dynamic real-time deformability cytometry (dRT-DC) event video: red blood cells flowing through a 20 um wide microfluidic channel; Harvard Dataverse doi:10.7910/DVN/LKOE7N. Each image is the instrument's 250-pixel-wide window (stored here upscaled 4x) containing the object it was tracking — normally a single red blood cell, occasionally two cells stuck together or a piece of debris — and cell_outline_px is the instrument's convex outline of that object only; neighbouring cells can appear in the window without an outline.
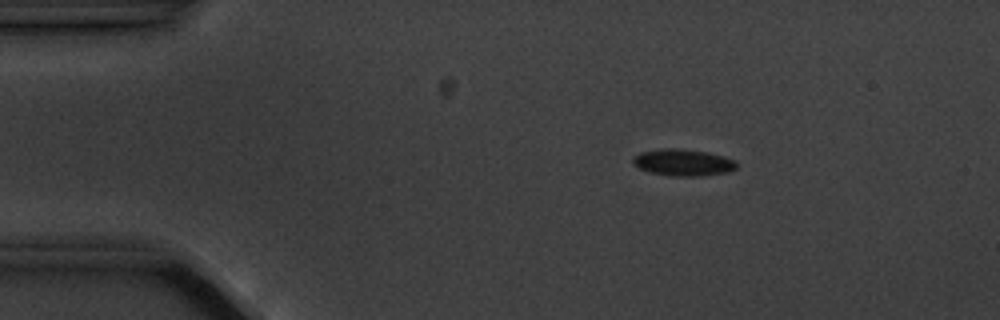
{"species": "common noctule bat (a hibernating species)", "species_latin": "Nyctalus noctula", "temperature_condition": "cold", "stored_images_in_passage": 4, "camera_frame_rate_fps": 3000, "um_per_image_px": 0.085, "animal": {"sex": "male", "body_mass_g": 20.1, "forearm_length_mm": 53.5}, "frame": {"image": 1, "passage_image": 3, "time_ms": 2.333, "image_size_px": [1000, 320], "cell_outline_px": [[736, 168], [728, 172], [700, 176], [668, 176], [648, 172], [632, 164], [632, 160], [640, 152], [664, 148], [672, 148], [704, 152], [736, 160]], "centroid_in_image_um": [58.03, 13.83], "position_along_channel_um": 27.0, "area_um2": 15.95}}